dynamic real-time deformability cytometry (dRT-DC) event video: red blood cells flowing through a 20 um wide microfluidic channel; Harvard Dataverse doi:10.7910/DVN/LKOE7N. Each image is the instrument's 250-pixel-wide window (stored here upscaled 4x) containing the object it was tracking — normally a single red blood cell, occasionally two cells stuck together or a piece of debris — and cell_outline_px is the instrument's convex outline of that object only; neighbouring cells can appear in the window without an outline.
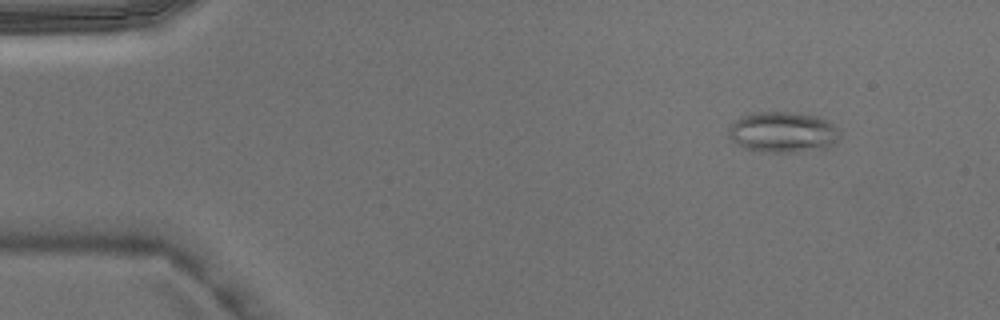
{"species": "Egyptian fruit bat (a non-hibernating species)", "species_latin": "Rousettus aegyptiacus", "temperature_condition": "warm", "stored_images_in_passage": 4, "camera_frame_rate_fps": 3000, "um_per_image_px": 0.085, "animal": {"sex": "male"}, "frame": {"image": 1, "passage_image": 2, "time_ms": 0.333, "image_size_px": [1000, 320], "cell_outline_px": [[840, 140], [828, 148], [792, 152], [764, 152], [748, 148], [736, 144], [728, 136], [728, 128], [740, 116], [752, 112], [788, 112], [820, 116], [828, 120], [840, 128]], "centroid_in_image_um": [66.6, 11.22], "position_along_channel_um": 18.4, "area_um2": 26.82}}
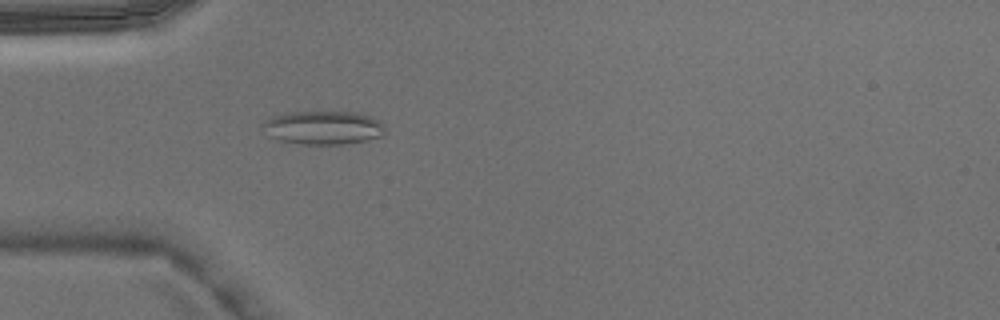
{"frame": {"image": 2, "passage_image": 4, "time_ms": 1.0, "image_size_px": [1000, 320], "cell_outline_px": [[384, 132], [380, 136], [368, 140], [344, 144], [300, 144], [280, 140], [272, 136], [260, 124], [268, 116], [284, 112], [356, 112], [372, 116], [380, 120], [384, 128]], "centroid_in_image_um": [27.46, 10.83], "position_along_channel_um": 57.5, "area_um2": 24.04}}